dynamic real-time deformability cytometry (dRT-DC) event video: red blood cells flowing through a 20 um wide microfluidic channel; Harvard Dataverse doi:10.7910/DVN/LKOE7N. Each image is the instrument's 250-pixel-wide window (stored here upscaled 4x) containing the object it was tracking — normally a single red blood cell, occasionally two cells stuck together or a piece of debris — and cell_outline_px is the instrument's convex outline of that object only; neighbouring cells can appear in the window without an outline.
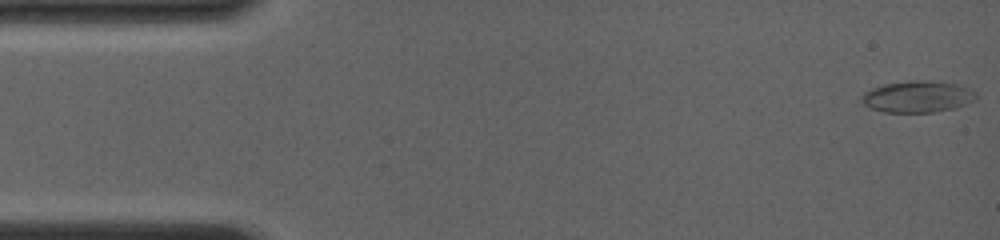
{"species": "common noctule bat (a hibernating species)", "species_latin": "Nyctalus noctula", "temperature_condition": "room temperature", "stored_images_in_passage": 41, "camera_frame_rate_fps": 4000, "um_per_image_px": 0.085, "animal": {"sex": "female", "body_mass_g": 19.0, "forearm_length_mm": 56.7}, "frame": {"image": 1, "passage_image": 1, "time_ms": 0.0, "image_size_px": [1000, 240], "cell_outline_px": [[976, 96], [964, 104], [952, 108], [932, 112], [884, 112], [868, 108], [860, 100], [860, 96], [864, 92], [872, 88], [888, 84], [912, 80], [916, 80], [952, 84], [964, 88], [972, 92]], "centroid_in_image_um": [77.84, 8.24], "position_along_channel_um": 7.2, "area_um2": 20.23}}
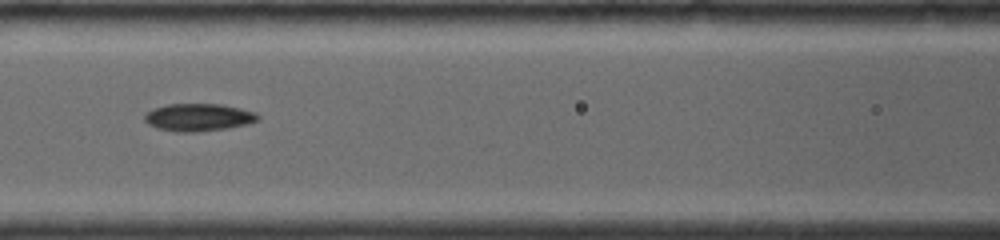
{"frame": {"image": 2, "passage_image": 20, "time_ms": 6.5, "image_size_px": [1000, 240], "cell_outline_px": [[260, 120], [248, 124], [228, 128], [196, 132], [176, 132], [160, 128], [148, 124], [144, 120], [144, 116], [148, 112], [156, 108], [168, 104], [220, 104], [240, 108], [256, 112], [260, 116]], "centroid_in_image_um": [16.93, 9.97], "position_along_channel_um": 149.7, "area_um2": 18.15}}
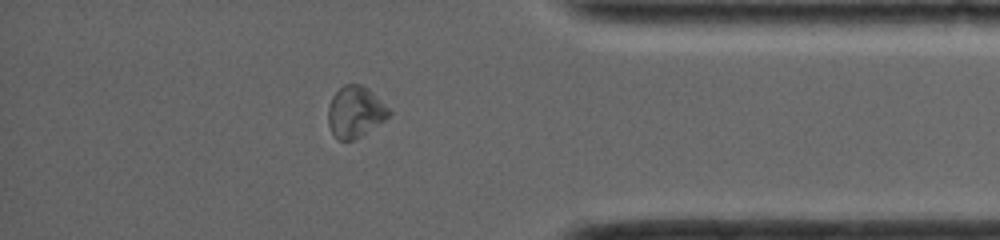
{"frame": {"image": 3, "passage_image": 36, "time_ms": 13.0, "image_size_px": [1000, 240], "cell_outline_px": [[392, 112], [384, 120], [360, 136], [352, 140], [336, 140], [328, 124], [328, 108], [332, 96], [344, 84], [360, 84], [368, 88]], "centroid_in_image_um": [30.16, 9.51], "position_along_channel_um": 405.0, "area_um2": 17.92}, "authors_computed_cell_mechanics": {"area_um2": 17.918, "velocity_mm_per_s": 4.0879, "shape_relaxation_time_tau1_ms": 6.3552, "shape_relaxation_time_tau2_ms": null, "deformation_change_tau1": 0.1393, "deformation_change_tau2": null}}